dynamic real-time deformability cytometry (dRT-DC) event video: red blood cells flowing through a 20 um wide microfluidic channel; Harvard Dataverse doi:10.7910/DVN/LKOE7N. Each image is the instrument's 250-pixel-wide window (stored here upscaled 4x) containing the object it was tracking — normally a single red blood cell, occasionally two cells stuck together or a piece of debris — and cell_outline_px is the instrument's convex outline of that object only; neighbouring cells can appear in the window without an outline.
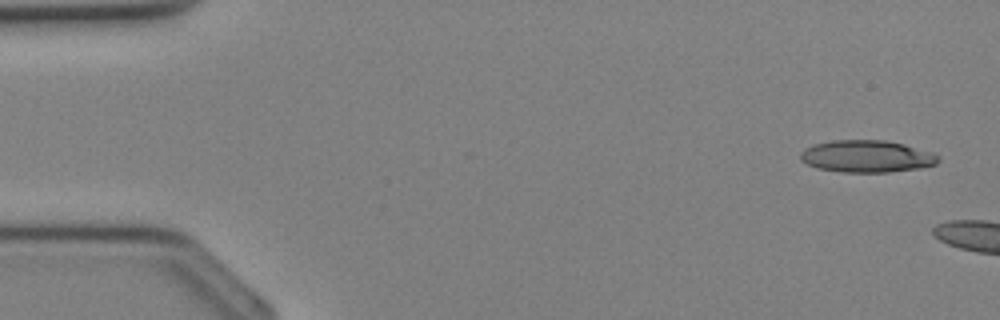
{"species": "Egyptian fruit bat (a non-hibernating species)", "species_latin": "Rousettus aegyptiacus", "temperature_condition": "cold", "stored_images_in_passage": 4, "camera_frame_rate_fps": 3000, "um_per_image_px": 0.085, "animal": {"sex": "female"}, "frame": {"image": 1, "passage_image": 1, "time_ms": 0.0, "image_size_px": [1000, 320], "cell_outline_px": [[940, 160], [936, 164], [920, 168], [888, 172], [840, 172], [816, 168], [800, 160], [800, 152], [804, 148], [816, 144], [832, 140], [884, 140], [904, 144], [932, 152], [940, 156]], "centroid_in_image_um": [73.67, 13.29], "position_along_channel_um": 11.3, "area_um2": 25.89}}